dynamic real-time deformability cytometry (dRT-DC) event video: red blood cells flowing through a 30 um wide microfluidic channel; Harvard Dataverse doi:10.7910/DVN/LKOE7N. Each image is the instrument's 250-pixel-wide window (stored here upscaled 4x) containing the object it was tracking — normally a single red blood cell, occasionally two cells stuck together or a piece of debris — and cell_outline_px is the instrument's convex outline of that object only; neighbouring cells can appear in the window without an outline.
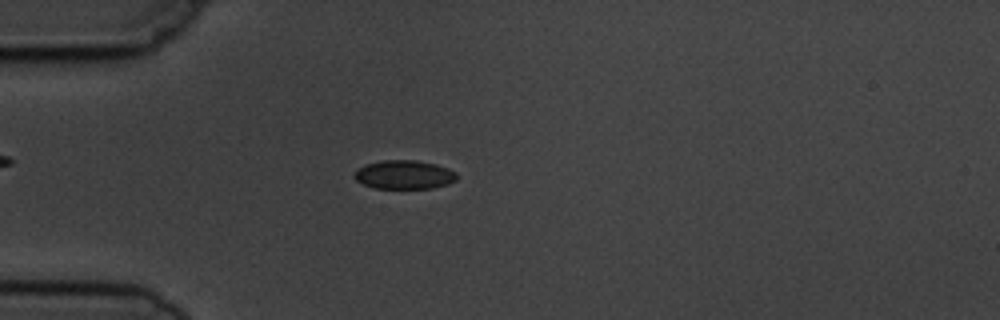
{"species": "common noctule bat (a hibernating species)", "species_latin": "Nyctalus noctula", "temperature_condition": "cold", "stored_images_in_passage": 4, "camera_frame_rate_fps": 3000, "um_per_image_px": 0.085, "animal": {"sex": "male", "body_mass_g": 19.5, "forearm_length_mm": 54.6}, "frame": {"image": 1, "passage_image": 2, "time_ms": 1.333, "image_size_px": [1000, 320], "cell_outline_px": [[456, 180], [448, 184], [432, 188], [376, 188], [364, 184], [356, 180], [356, 168], [364, 164], [384, 160], [416, 160], [436, 164], [448, 168], [456, 172]], "centroid_in_image_um": [34.37, 14.84], "position_along_channel_um": 50.6, "area_um2": 17.11}}
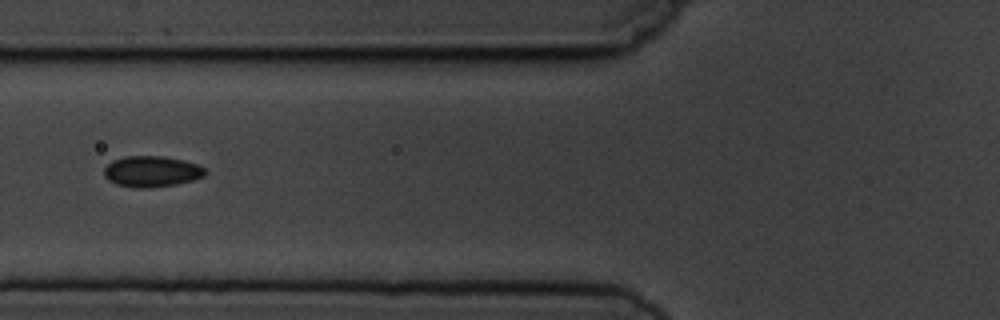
{"frame": {"image": 2, "passage_image": 4, "time_ms": 3.333, "image_size_px": [1000, 320], "cell_outline_px": [[208, 172], [204, 176], [192, 180], [176, 184], [144, 188], [136, 188], [116, 184], [108, 180], [104, 176], [104, 168], [112, 160], [124, 156], [160, 156], [184, 160], [200, 164]], "centroid_in_image_um": [12.9, 14.56], "position_along_channel_um": 112.9, "area_um2": 18.32}}